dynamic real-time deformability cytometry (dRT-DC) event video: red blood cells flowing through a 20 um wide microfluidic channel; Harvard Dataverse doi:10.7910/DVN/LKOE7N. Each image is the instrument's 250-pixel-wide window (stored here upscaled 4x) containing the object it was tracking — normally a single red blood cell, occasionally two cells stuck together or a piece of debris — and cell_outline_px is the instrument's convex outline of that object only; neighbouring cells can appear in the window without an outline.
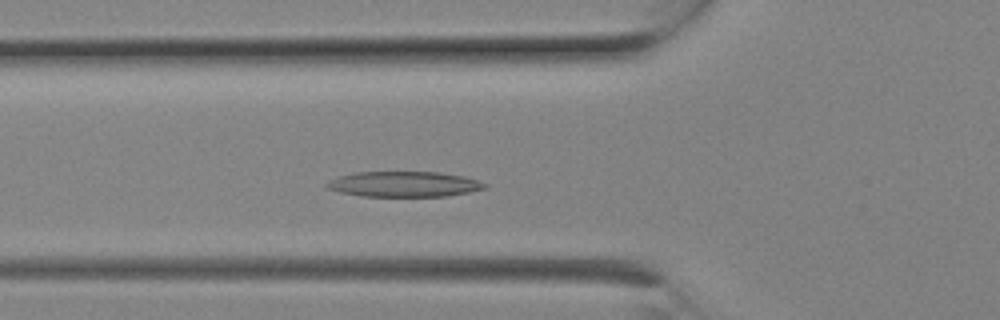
{"species": "Egyptian fruit bat (a non-hibernating species)", "species_latin": "Rousettus aegyptiacus", "temperature_condition": "room temperature", "stored_images_in_passage": 3, "camera_frame_rate_fps": 3000, "um_per_image_px": 0.085, "animal": {"sex": "female"}, "frame": {"image": 1, "passage_image": 3, "time_ms": 0.667, "image_size_px": [1000, 320], "cell_outline_px": [[488, 188], [468, 192], [444, 196], [360, 196], [340, 192], [328, 188], [324, 184], [340, 176], [352, 172], [440, 172], [464, 176], [488, 184]], "centroid_in_image_um": [34.36, 15.65], "position_along_channel_um": 91.4, "area_um2": 23.29}}